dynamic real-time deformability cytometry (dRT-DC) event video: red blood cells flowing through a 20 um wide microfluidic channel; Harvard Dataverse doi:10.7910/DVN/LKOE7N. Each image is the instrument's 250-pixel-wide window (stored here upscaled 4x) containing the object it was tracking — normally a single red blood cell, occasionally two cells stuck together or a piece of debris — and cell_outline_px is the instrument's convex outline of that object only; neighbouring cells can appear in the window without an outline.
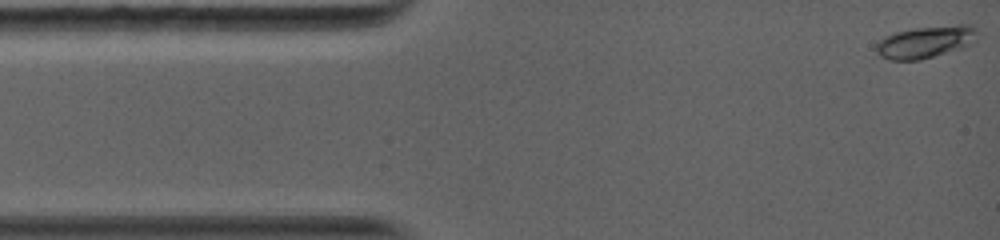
{"species": "common noctule bat (a hibernating species)", "species_latin": "Nyctalus noctula", "temperature_condition": "warm", "stored_images_in_passage": 26, "camera_frame_rate_fps": 5000, "um_per_image_px": 0.085, "animal": {"sex": "female", "body_mass_g": 19.0, "forearm_length_mm": 56.7}, "frame": {"image": 1, "passage_image": 1, "time_ms": 0.0, "image_size_px": [1000, 240], "cell_outline_px": [[980, 32], [976, 40], [972, 44], [960, 48], [920, 60], [888, 60], [880, 56], [876, 52], [876, 44], [884, 36], [896, 32], [916, 28], [956, 24], [972, 24]], "centroid_in_image_um": [78.71, 3.55], "position_along_channel_um": 6.3, "area_um2": 19.13}}
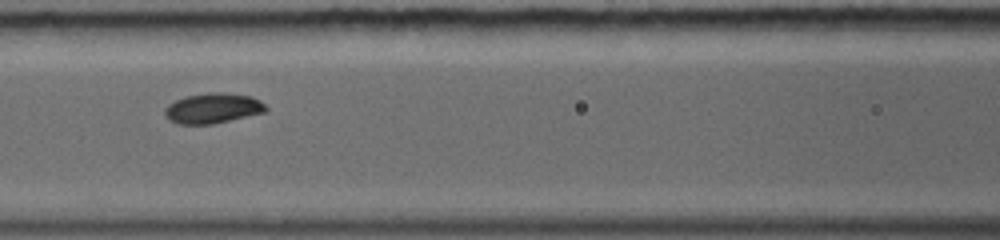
{"frame": {"image": 2, "passage_image": 11, "time_ms": 5.4, "image_size_px": [1000, 240], "cell_outline_px": [[268, 108], [264, 112], [212, 124], [176, 124], [168, 120], [164, 116], [164, 108], [168, 104], [184, 96], [208, 92], [224, 92], [252, 96], [260, 100]], "centroid_in_image_um": [18.04, 9.19], "position_along_channel_um": 148.6, "area_um2": 17.98}}
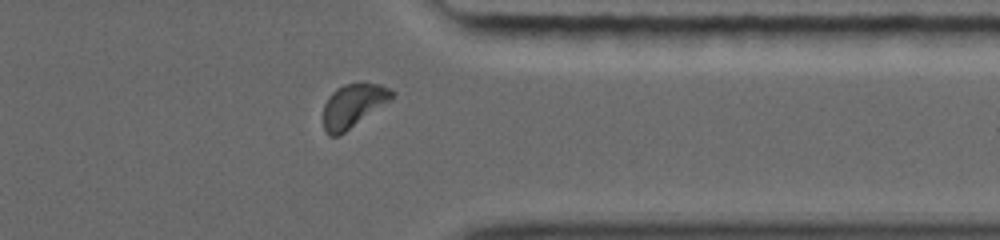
{"frame": {"image": 3, "passage_image": 22, "time_ms": 11.2, "image_size_px": [1000, 240], "cell_outline_px": [[396, 96], [344, 132], [336, 136], [328, 136], [324, 128], [324, 104], [328, 96], [336, 88], [344, 84], [364, 80], [380, 84], [396, 92]], "centroid_in_image_um": [30.04, 8.91], "position_along_channel_um": 381.4, "area_um2": 17.57}, "authors_computed_cell_mechanics": {"area_um2": 17.4556, "velocity_mm_per_s": 4.0617, "shape_relaxation_time_tau1_ms": 1.6343, "shape_relaxation_time_tau2_ms": 10.8158, "deformation_change_tau1": 0.0724, "deformation_change_tau2": 0.0795}}